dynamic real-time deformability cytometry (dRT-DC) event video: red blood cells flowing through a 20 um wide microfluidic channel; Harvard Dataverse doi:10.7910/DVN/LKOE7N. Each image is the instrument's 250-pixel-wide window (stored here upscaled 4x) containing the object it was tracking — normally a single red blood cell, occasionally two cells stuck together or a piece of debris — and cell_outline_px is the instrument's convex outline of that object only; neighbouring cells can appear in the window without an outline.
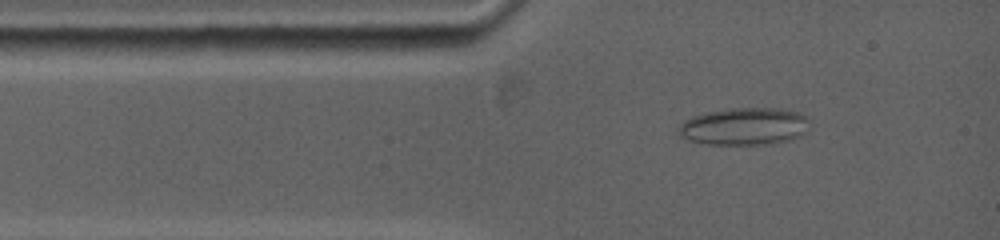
{"species": "common noctule bat (a hibernating species)", "species_latin": "Nyctalus noctula", "temperature_condition": "warm", "stored_images_in_passage": 15, "camera_frame_rate_fps": 5000, "um_per_image_px": 0.085, "animal": {"sex": "female", "body_mass_g": 19.0, "forearm_length_mm": 53.3}, "frame": {"image": 1, "passage_image": 2, "time_ms": 0.4, "image_size_px": [1000, 240], "cell_outline_px": [[808, 120], [804, 132], [796, 136], [784, 140], [764, 144], [708, 144], [688, 140], [680, 136], [676, 128], [684, 120], [692, 116], [708, 112], [732, 108], [772, 108], [800, 112], [808, 116]], "centroid_in_image_um": [63.19, 10.73], "position_along_channel_um": 21.8, "area_um2": 28.15}}
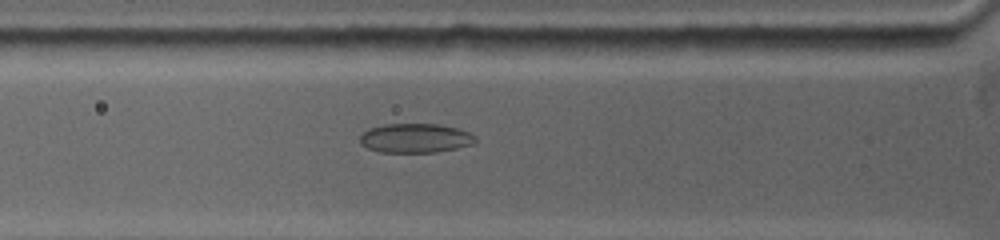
{"frame": {"image": 2, "passage_image": 7, "time_ms": 2.6, "image_size_px": [1000, 240], "cell_outline_px": [[476, 140], [472, 144], [456, 148], [436, 152], [380, 152], [368, 148], [360, 144], [360, 136], [368, 128], [384, 124], [436, 124], [456, 128], [468, 132], [476, 136]], "centroid_in_image_um": [35.27, 11.74], "position_along_channel_um": 90.5, "area_um2": 19.59}}
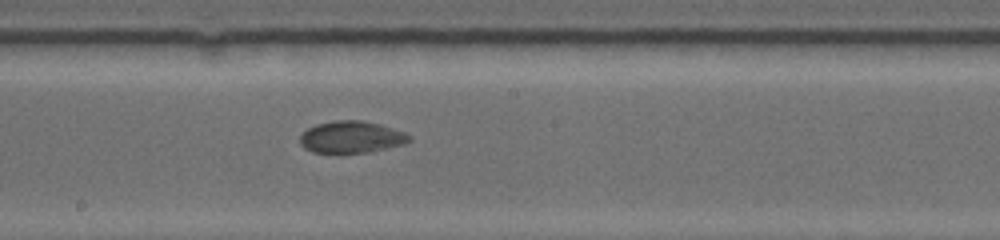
{"frame": {"image": 3, "passage_image": 15, "time_ms": 6.0, "image_size_px": [1000, 240], "cell_outline_px": [[412, 140], [400, 144], [384, 148], [364, 152], [312, 152], [304, 148], [300, 140], [300, 136], [308, 128], [316, 124], [332, 120], [360, 120], [380, 124], [404, 132]], "centroid_in_image_um": [29.82, 11.63], "position_along_channel_um": 218.4, "area_um2": 19.83}}